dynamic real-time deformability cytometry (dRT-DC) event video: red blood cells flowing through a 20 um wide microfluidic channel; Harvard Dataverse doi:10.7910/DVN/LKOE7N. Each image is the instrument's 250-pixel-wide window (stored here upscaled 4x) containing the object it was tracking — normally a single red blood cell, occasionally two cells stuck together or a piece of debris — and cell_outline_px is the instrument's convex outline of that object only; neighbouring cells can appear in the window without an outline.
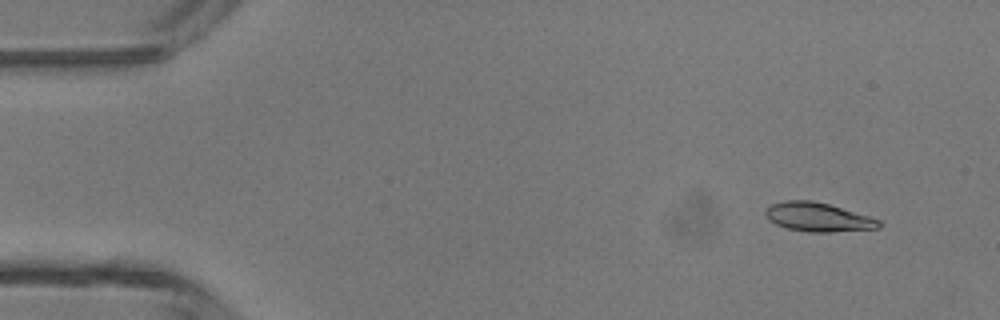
{"species": "common noctule bat (a hibernating species)", "species_latin": "Nyctalus noctula", "temperature_condition": "room temperature", "stored_images_in_passage": 46, "camera_frame_rate_fps": 3000, "um_per_image_px": 0.085, "animal": {"sex": "male", "body_mass_g": 13.3}, "frame": {"image": 1, "passage_image": 3, "time_ms": 0.667, "image_size_px": [1000, 320], "cell_outline_px": [[884, 224], [880, 228], [828, 232], [808, 232], [788, 228], [776, 224], [768, 220], [764, 212], [772, 204], [784, 200], [812, 200], [828, 204], [868, 216], [880, 220]], "centroid_in_image_um": [69.54, 18.46], "position_along_channel_um": 15.5, "area_um2": 19.02}}
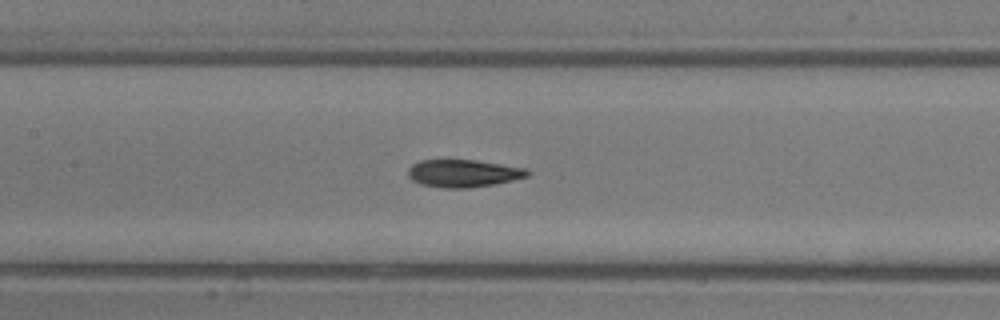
{"frame": {"image": 2, "passage_image": 21, "time_ms": 6.667, "image_size_px": [1000, 320], "cell_outline_px": [[532, 172], [528, 176], [496, 184], [472, 188], [440, 188], [420, 184], [412, 180], [408, 176], [408, 168], [412, 164], [420, 160], [476, 160], [528, 168]], "centroid_in_image_um": [39.4, 14.74], "position_along_channel_um": 168.0, "area_um2": 19.48}}
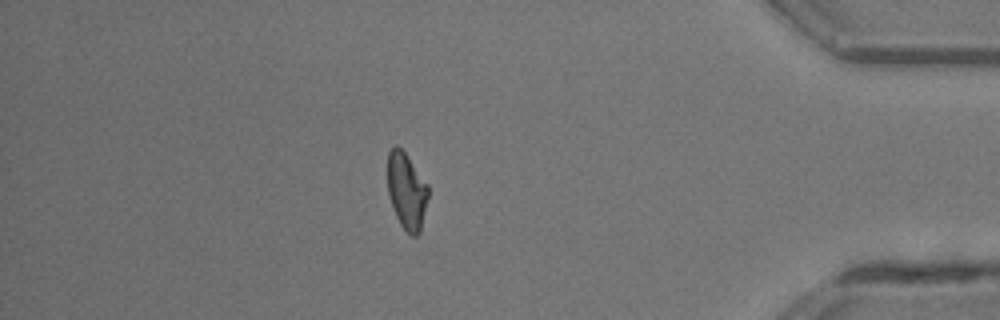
{"frame": {"image": 3, "passage_image": 40, "time_ms": 13.0, "image_size_px": [1000, 320], "cell_outline_px": [[428, 196], [420, 232], [416, 236], [412, 236], [400, 224], [392, 208], [388, 192], [388, 152], [396, 144], [404, 152], [428, 184]], "centroid_in_image_um": [34.56, 16.24], "position_along_channel_um": 400.6, "area_um2": 17.92}, "authors_computed_cell_mechanics": {"area_um2": 19.0451, "velocity_mm_per_s": 4.3504, "shape_relaxation_time_tau1_ms": 2.9786, "shape_relaxation_time_tau2_ms": 2.5196, "deformation_change_tau1": 0.1301, "deformation_change_tau2": 0.0873}}